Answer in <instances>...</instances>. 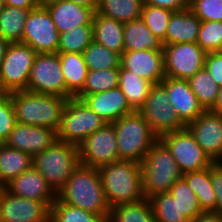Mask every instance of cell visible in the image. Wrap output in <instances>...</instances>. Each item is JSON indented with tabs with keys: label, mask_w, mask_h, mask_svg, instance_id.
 I'll use <instances>...</instances> for the list:
<instances>
[{
	"label": "cell",
	"mask_w": 222,
	"mask_h": 222,
	"mask_svg": "<svg viewBox=\"0 0 222 222\" xmlns=\"http://www.w3.org/2000/svg\"><path fill=\"white\" fill-rule=\"evenodd\" d=\"M93 41V25L78 26L60 33L57 53H83Z\"/></svg>",
	"instance_id": "38"
},
{
	"label": "cell",
	"mask_w": 222,
	"mask_h": 222,
	"mask_svg": "<svg viewBox=\"0 0 222 222\" xmlns=\"http://www.w3.org/2000/svg\"><path fill=\"white\" fill-rule=\"evenodd\" d=\"M32 9L5 6L0 13V35L9 43H21L26 18Z\"/></svg>",
	"instance_id": "31"
},
{
	"label": "cell",
	"mask_w": 222,
	"mask_h": 222,
	"mask_svg": "<svg viewBox=\"0 0 222 222\" xmlns=\"http://www.w3.org/2000/svg\"><path fill=\"white\" fill-rule=\"evenodd\" d=\"M69 98L27 90L11 92L16 121L59 129L62 114Z\"/></svg>",
	"instance_id": "2"
},
{
	"label": "cell",
	"mask_w": 222,
	"mask_h": 222,
	"mask_svg": "<svg viewBox=\"0 0 222 222\" xmlns=\"http://www.w3.org/2000/svg\"><path fill=\"white\" fill-rule=\"evenodd\" d=\"M117 135L119 160L141 163L159 137L147 121L136 111L113 123Z\"/></svg>",
	"instance_id": "5"
},
{
	"label": "cell",
	"mask_w": 222,
	"mask_h": 222,
	"mask_svg": "<svg viewBox=\"0 0 222 222\" xmlns=\"http://www.w3.org/2000/svg\"><path fill=\"white\" fill-rule=\"evenodd\" d=\"M27 91L68 98L58 53H37L31 67Z\"/></svg>",
	"instance_id": "10"
},
{
	"label": "cell",
	"mask_w": 222,
	"mask_h": 222,
	"mask_svg": "<svg viewBox=\"0 0 222 222\" xmlns=\"http://www.w3.org/2000/svg\"><path fill=\"white\" fill-rule=\"evenodd\" d=\"M16 123L11 93H5L0 97V143L5 142Z\"/></svg>",
	"instance_id": "43"
},
{
	"label": "cell",
	"mask_w": 222,
	"mask_h": 222,
	"mask_svg": "<svg viewBox=\"0 0 222 222\" xmlns=\"http://www.w3.org/2000/svg\"><path fill=\"white\" fill-rule=\"evenodd\" d=\"M107 222H156L149 199L121 204L110 209Z\"/></svg>",
	"instance_id": "32"
},
{
	"label": "cell",
	"mask_w": 222,
	"mask_h": 222,
	"mask_svg": "<svg viewBox=\"0 0 222 222\" xmlns=\"http://www.w3.org/2000/svg\"><path fill=\"white\" fill-rule=\"evenodd\" d=\"M183 173L166 145L158 139L141 162L142 192L149 199L170 192Z\"/></svg>",
	"instance_id": "4"
},
{
	"label": "cell",
	"mask_w": 222,
	"mask_h": 222,
	"mask_svg": "<svg viewBox=\"0 0 222 222\" xmlns=\"http://www.w3.org/2000/svg\"><path fill=\"white\" fill-rule=\"evenodd\" d=\"M165 77L188 80L205 65L207 53L197 43L163 45Z\"/></svg>",
	"instance_id": "12"
},
{
	"label": "cell",
	"mask_w": 222,
	"mask_h": 222,
	"mask_svg": "<svg viewBox=\"0 0 222 222\" xmlns=\"http://www.w3.org/2000/svg\"><path fill=\"white\" fill-rule=\"evenodd\" d=\"M60 0H36L38 6L46 7L52 3L58 2Z\"/></svg>",
	"instance_id": "52"
},
{
	"label": "cell",
	"mask_w": 222,
	"mask_h": 222,
	"mask_svg": "<svg viewBox=\"0 0 222 222\" xmlns=\"http://www.w3.org/2000/svg\"><path fill=\"white\" fill-rule=\"evenodd\" d=\"M62 73L68 89V98L76 97L84 88L87 66L82 53H58Z\"/></svg>",
	"instance_id": "25"
},
{
	"label": "cell",
	"mask_w": 222,
	"mask_h": 222,
	"mask_svg": "<svg viewBox=\"0 0 222 222\" xmlns=\"http://www.w3.org/2000/svg\"><path fill=\"white\" fill-rule=\"evenodd\" d=\"M174 11L153 5L143 4L141 19L151 33L165 45L167 25Z\"/></svg>",
	"instance_id": "39"
},
{
	"label": "cell",
	"mask_w": 222,
	"mask_h": 222,
	"mask_svg": "<svg viewBox=\"0 0 222 222\" xmlns=\"http://www.w3.org/2000/svg\"><path fill=\"white\" fill-rule=\"evenodd\" d=\"M144 3L177 12L188 9L190 0H144Z\"/></svg>",
	"instance_id": "46"
},
{
	"label": "cell",
	"mask_w": 222,
	"mask_h": 222,
	"mask_svg": "<svg viewBox=\"0 0 222 222\" xmlns=\"http://www.w3.org/2000/svg\"><path fill=\"white\" fill-rule=\"evenodd\" d=\"M197 144L216 162H222V115L204 111L186 125Z\"/></svg>",
	"instance_id": "16"
},
{
	"label": "cell",
	"mask_w": 222,
	"mask_h": 222,
	"mask_svg": "<svg viewBox=\"0 0 222 222\" xmlns=\"http://www.w3.org/2000/svg\"><path fill=\"white\" fill-rule=\"evenodd\" d=\"M4 8H5V1L0 0V13L3 11Z\"/></svg>",
	"instance_id": "53"
},
{
	"label": "cell",
	"mask_w": 222,
	"mask_h": 222,
	"mask_svg": "<svg viewBox=\"0 0 222 222\" xmlns=\"http://www.w3.org/2000/svg\"><path fill=\"white\" fill-rule=\"evenodd\" d=\"M82 54L88 70L120 68V55L94 41Z\"/></svg>",
	"instance_id": "37"
},
{
	"label": "cell",
	"mask_w": 222,
	"mask_h": 222,
	"mask_svg": "<svg viewBox=\"0 0 222 222\" xmlns=\"http://www.w3.org/2000/svg\"><path fill=\"white\" fill-rule=\"evenodd\" d=\"M5 6H14L20 9H34L38 6L36 0H4Z\"/></svg>",
	"instance_id": "48"
},
{
	"label": "cell",
	"mask_w": 222,
	"mask_h": 222,
	"mask_svg": "<svg viewBox=\"0 0 222 222\" xmlns=\"http://www.w3.org/2000/svg\"><path fill=\"white\" fill-rule=\"evenodd\" d=\"M119 68L88 70L83 90L76 96L82 99L85 95H92L118 87Z\"/></svg>",
	"instance_id": "35"
},
{
	"label": "cell",
	"mask_w": 222,
	"mask_h": 222,
	"mask_svg": "<svg viewBox=\"0 0 222 222\" xmlns=\"http://www.w3.org/2000/svg\"><path fill=\"white\" fill-rule=\"evenodd\" d=\"M182 178L196 194L204 212L216 209V196L211 181V166L200 171L184 173Z\"/></svg>",
	"instance_id": "29"
},
{
	"label": "cell",
	"mask_w": 222,
	"mask_h": 222,
	"mask_svg": "<svg viewBox=\"0 0 222 222\" xmlns=\"http://www.w3.org/2000/svg\"><path fill=\"white\" fill-rule=\"evenodd\" d=\"M50 222H107L100 215L63 203L58 197L50 207Z\"/></svg>",
	"instance_id": "36"
},
{
	"label": "cell",
	"mask_w": 222,
	"mask_h": 222,
	"mask_svg": "<svg viewBox=\"0 0 222 222\" xmlns=\"http://www.w3.org/2000/svg\"><path fill=\"white\" fill-rule=\"evenodd\" d=\"M117 135L112 123L90 134L79 146L80 164L92 168L119 161Z\"/></svg>",
	"instance_id": "14"
},
{
	"label": "cell",
	"mask_w": 222,
	"mask_h": 222,
	"mask_svg": "<svg viewBox=\"0 0 222 222\" xmlns=\"http://www.w3.org/2000/svg\"><path fill=\"white\" fill-rule=\"evenodd\" d=\"M172 195L177 199L181 211L190 219L194 220L204 212L199 204L198 198L188 183L181 178L170 189Z\"/></svg>",
	"instance_id": "40"
},
{
	"label": "cell",
	"mask_w": 222,
	"mask_h": 222,
	"mask_svg": "<svg viewBox=\"0 0 222 222\" xmlns=\"http://www.w3.org/2000/svg\"><path fill=\"white\" fill-rule=\"evenodd\" d=\"M189 9L201 21H222V0H190Z\"/></svg>",
	"instance_id": "42"
},
{
	"label": "cell",
	"mask_w": 222,
	"mask_h": 222,
	"mask_svg": "<svg viewBox=\"0 0 222 222\" xmlns=\"http://www.w3.org/2000/svg\"><path fill=\"white\" fill-rule=\"evenodd\" d=\"M92 24L93 41L121 56L124 52V23L107 18L95 12Z\"/></svg>",
	"instance_id": "24"
},
{
	"label": "cell",
	"mask_w": 222,
	"mask_h": 222,
	"mask_svg": "<svg viewBox=\"0 0 222 222\" xmlns=\"http://www.w3.org/2000/svg\"><path fill=\"white\" fill-rule=\"evenodd\" d=\"M57 130L17 122L4 144L29 154L32 158L57 141Z\"/></svg>",
	"instance_id": "17"
},
{
	"label": "cell",
	"mask_w": 222,
	"mask_h": 222,
	"mask_svg": "<svg viewBox=\"0 0 222 222\" xmlns=\"http://www.w3.org/2000/svg\"><path fill=\"white\" fill-rule=\"evenodd\" d=\"M120 67L153 84H160L165 78L163 50L124 51L120 56Z\"/></svg>",
	"instance_id": "18"
},
{
	"label": "cell",
	"mask_w": 222,
	"mask_h": 222,
	"mask_svg": "<svg viewBox=\"0 0 222 222\" xmlns=\"http://www.w3.org/2000/svg\"><path fill=\"white\" fill-rule=\"evenodd\" d=\"M4 188H5V186H3V185L0 184V196H1V194H2V192H3V190H4Z\"/></svg>",
	"instance_id": "55"
},
{
	"label": "cell",
	"mask_w": 222,
	"mask_h": 222,
	"mask_svg": "<svg viewBox=\"0 0 222 222\" xmlns=\"http://www.w3.org/2000/svg\"><path fill=\"white\" fill-rule=\"evenodd\" d=\"M80 164L78 146L57 140L42 153L33 157L32 166L51 188L58 193Z\"/></svg>",
	"instance_id": "6"
},
{
	"label": "cell",
	"mask_w": 222,
	"mask_h": 222,
	"mask_svg": "<svg viewBox=\"0 0 222 222\" xmlns=\"http://www.w3.org/2000/svg\"><path fill=\"white\" fill-rule=\"evenodd\" d=\"M106 122L87 104L76 97L70 98L64 108L57 139L79 146L90 134L102 128Z\"/></svg>",
	"instance_id": "7"
},
{
	"label": "cell",
	"mask_w": 222,
	"mask_h": 222,
	"mask_svg": "<svg viewBox=\"0 0 222 222\" xmlns=\"http://www.w3.org/2000/svg\"><path fill=\"white\" fill-rule=\"evenodd\" d=\"M204 68L210 73L215 82L222 86V53L209 52L205 58Z\"/></svg>",
	"instance_id": "44"
},
{
	"label": "cell",
	"mask_w": 222,
	"mask_h": 222,
	"mask_svg": "<svg viewBox=\"0 0 222 222\" xmlns=\"http://www.w3.org/2000/svg\"><path fill=\"white\" fill-rule=\"evenodd\" d=\"M6 92L3 90V88L1 87V84H0V97L2 96V95H4Z\"/></svg>",
	"instance_id": "54"
},
{
	"label": "cell",
	"mask_w": 222,
	"mask_h": 222,
	"mask_svg": "<svg viewBox=\"0 0 222 222\" xmlns=\"http://www.w3.org/2000/svg\"><path fill=\"white\" fill-rule=\"evenodd\" d=\"M160 84L165 88L170 104L186 125L205 111L187 80L165 77Z\"/></svg>",
	"instance_id": "19"
},
{
	"label": "cell",
	"mask_w": 222,
	"mask_h": 222,
	"mask_svg": "<svg viewBox=\"0 0 222 222\" xmlns=\"http://www.w3.org/2000/svg\"><path fill=\"white\" fill-rule=\"evenodd\" d=\"M5 188L16 196L44 201L50 207L57 199V193L51 188L43 175L33 166L12 179L5 185Z\"/></svg>",
	"instance_id": "20"
},
{
	"label": "cell",
	"mask_w": 222,
	"mask_h": 222,
	"mask_svg": "<svg viewBox=\"0 0 222 222\" xmlns=\"http://www.w3.org/2000/svg\"><path fill=\"white\" fill-rule=\"evenodd\" d=\"M98 172L110 209L144 198L141 163L119 160L98 168Z\"/></svg>",
	"instance_id": "3"
},
{
	"label": "cell",
	"mask_w": 222,
	"mask_h": 222,
	"mask_svg": "<svg viewBox=\"0 0 222 222\" xmlns=\"http://www.w3.org/2000/svg\"><path fill=\"white\" fill-rule=\"evenodd\" d=\"M124 51L163 50V43L155 37L141 18L124 23Z\"/></svg>",
	"instance_id": "26"
},
{
	"label": "cell",
	"mask_w": 222,
	"mask_h": 222,
	"mask_svg": "<svg viewBox=\"0 0 222 222\" xmlns=\"http://www.w3.org/2000/svg\"><path fill=\"white\" fill-rule=\"evenodd\" d=\"M57 197L65 204L103 216L107 221L109 219L110 207L97 168L79 164Z\"/></svg>",
	"instance_id": "1"
},
{
	"label": "cell",
	"mask_w": 222,
	"mask_h": 222,
	"mask_svg": "<svg viewBox=\"0 0 222 222\" xmlns=\"http://www.w3.org/2000/svg\"><path fill=\"white\" fill-rule=\"evenodd\" d=\"M0 222H50V206L23 198L4 188L0 196Z\"/></svg>",
	"instance_id": "15"
},
{
	"label": "cell",
	"mask_w": 222,
	"mask_h": 222,
	"mask_svg": "<svg viewBox=\"0 0 222 222\" xmlns=\"http://www.w3.org/2000/svg\"><path fill=\"white\" fill-rule=\"evenodd\" d=\"M144 0H98L96 12L126 23L141 18Z\"/></svg>",
	"instance_id": "30"
},
{
	"label": "cell",
	"mask_w": 222,
	"mask_h": 222,
	"mask_svg": "<svg viewBox=\"0 0 222 222\" xmlns=\"http://www.w3.org/2000/svg\"><path fill=\"white\" fill-rule=\"evenodd\" d=\"M10 43L6 41L1 35H0V64L3 61L5 57L6 50L8 48V45Z\"/></svg>",
	"instance_id": "51"
},
{
	"label": "cell",
	"mask_w": 222,
	"mask_h": 222,
	"mask_svg": "<svg viewBox=\"0 0 222 222\" xmlns=\"http://www.w3.org/2000/svg\"><path fill=\"white\" fill-rule=\"evenodd\" d=\"M156 222H190L171 192L149 198Z\"/></svg>",
	"instance_id": "33"
},
{
	"label": "cell",
	"mask_w": 222,
	"mask_h": 222,
	"mask_svg": "<svg viewBox=\"0 0 222 222\" xmlns=\"http://www.w3.org/2000/svg\"><path fill=\"white\" fill-rule=\"evenodd\" d=\"M81 100L106 123H113L122 116L134 112L119 87L85 95Z\"/></svg>",
	"instance_id": "21"
},
{
	"label": "cell",
	"mask_w": 222,
	"mask_h": 222,
	"mask_svg": "<svg viewBox=\"0 0 222 222\" xmlns=\"http://www.w3.org/2000/svg\"><path fill=\"white\" fill-rule=\"evenodd\" d=\"M159 139L166 145L183 174L206 169L214 163L187 128L166 133Z\"/></svg>",
	"instance_id": "11"
},
{
	"label": "cell",
	"mask_w": 222,
	"mask_h": 222,
	"mask_svg": "<svg viewBox=\"0 0 222 222\" xmlns=\"http://www.w3.org/2000/svg\"><path fill=\"white\" fill-rule=\"evenodd\" d=\"M197 44L206 52L222 49V21H201Z\"/></svg>",
	"instance_id": "41"
},
{
	"label": "cell",
	"mask_w": 222,
	"mask_h": 222,
	"mask_svg": "<svg viewBox=\"0 0 222 222\" xmlns=\"http://www.w3.org/2000/svg\"><path fill=\"white\" fill-rule=\"evenodd\" d=\"M201 20L188 8L174 12L165 34V44L197 43Z\"/></svg>",
	"instance_id": "23"
},
{
	"label": "cell",
	"mask_w": 222,
	"mask_h": 222,
	"mask_svg": "<svg viewBox=\"0 0 222 222\" xmlns=\"http://www.w3.org/2000/svg\"><path fill=\"white\" fill-rule=\"evenodd\" d=\"M60 33L46 7L37 6L30 10L23 32V44L36 53H57Z\"/></svg>",
	"instance_id": "13"
},
{
	"label": "cell",
	"mask_w": 222,
	"mask_h": 222,
	"mask_svg": "<svg viewBox=\"0 0 222 222\" xmlns=\"http://www.w3.org/2000/svg\"><path fill=\"white\" fill-rule=\"evenodd\" d=\"M187 81L203 109L205 111L210 110L216 101L220 88L210 73L203 68Z\"/></svg>",
	"instance_id": "34"
},
{
	"label": "cell",
	"mask_w": 222,
	"mask_h": 222,
	"mask_svg": "<svg viewBox=\"0 0 222 222\" xmlns=\"http://www.w3.org/2000/svg\"><path fill=\"white\" fill-rule=\"evenodd\" d=\"M59 33L78 26L93 25L96 9L78 5L70 0H60L46 6Z\"/></svg>",
	"instance_id": "22"
},
{
	"label": "cell",
	"mask_w": 222,
	"mask_h": 222,
	"mask_svg": "<svg viewBox=\"0 0 222 222\" xmlns=\"http://www.w3.org/2000/svg\"><path fill=\"white\" fill-rule=\"evenodd\" d=\"M211 181L216 196V209L222 215V162H216L211 165Z\"/></svg>",
	"instance_id": "45"
},
{
	"label": "cell",
	"mask_w": 222,
	"mask_h": 222,
	"mask_svg": "<svg viewBox=\"0 0 222 222\" xmlns=\"http://www.w3.org/2000/svg\"><path fill=\"white\" fill-rule=\"evenodd\" d=\"M138 113L147 121L151 130L158 136L186 128L169 102L165 88L154 84Z\"/></svg>",
	"instance_id": "8"
},
{
	"label": "cell",
	"mask_w": 222,
	"mask_h": 222,
	"mask_svg": "<svg viewBox=\"0 0 222 222\" xmlns=\"http://www.w3.org/2000/svg\"><path fill=\"white\" fill-rule=\"evenodd\" d=\"M154 84L135 73L119 68V83L118 87L124 93L128 104L133 111L138 110L143 106L149 95V91Z\"/></svg>",
	"instance_id": "27"
},
{
	"label": "cell",
	"mask_w": 222,
	"mask_h": 222,
	"mask_svg": "<svg viewBox=\"0 0 222 222\" xmlns=\"http://www.w3.org/2000/svg\"><path fill=\"white\" fill-rule=\"evenodd\" d=\"M32 161L33 158L29 154L0 143V184L5 186L30 169Z\"/></svg>",
	"instance_id": "28"
},
{
	"label": "cell",
	"mask_w": 222,
	"mask_h": 222,
	"mask_svg": "<svg viewBox=\"0 0 222 222\" xmlns=\"http://www.w3.org/2000/svg\"><path fill=\"white\" fill-rule=\"evenodd\" d=\"M73 1L74 3L84 6V7H89L91 9H96L98 0H70Z\"/></svg>",
	"instance_id": "50"
},
{
	"label": "cell",
	"mask_w": 222,
	"mask_h": 222,
	"mask_svg": "<svg viewBox=\"0 0 222 222\" xmlns=\"http://www.w3.org/2000/svg\"><path fill=\"white\" fill-rule=\"evenodd\" d=\"M36 52L23 43H10L0 64V84L6 93L27 90Z\"/></svg>",
	"instance_id": "9"
},
{
	"label": "cell",
	"mask_w": 222,
	"mask_h": 222,
	"mask_svg": "<svg viewBox=\"0 0 222 222\" xmlns=\"http://www.w3.org/2000/svg\"><path fill=\"white\" fill-rule=\"evenodd\" d=\"M209 111L222 115V86L219 88L216 101Z\"/></svg>",
	"instance_id": "49"
},
{
	"label": "cell",
	"mask_w": 222,
	"mask_h": 222,
	"mask_svg": "<svg viewBox=\"0 0 222 222\" xmlns=\"http://www.w3.org/2000/svg\"><path fill=\"white\" fill-rule=\"evenodd\" d=\"M190 222H222V215L213 211L202 212Z\"/></svg>",
	"instance_id": "47"
}]
</instances>
